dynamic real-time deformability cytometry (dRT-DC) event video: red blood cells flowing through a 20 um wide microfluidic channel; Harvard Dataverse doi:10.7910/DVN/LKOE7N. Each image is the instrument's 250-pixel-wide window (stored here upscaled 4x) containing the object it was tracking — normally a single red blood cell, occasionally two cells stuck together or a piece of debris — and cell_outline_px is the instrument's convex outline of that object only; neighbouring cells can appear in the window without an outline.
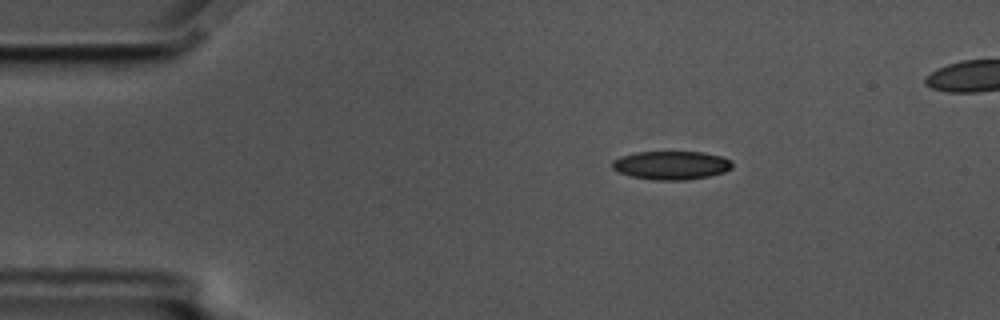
{"species": "common noctule bat (a hibernating species)", "species_latin": "Nyctalus noctula", "temperature_condition": "cold", "stored_images_in_passage": 47, "camera_frame_rate_fps": 3000, "um_per_image_px": 0.085, "animal": {"sex": "male", "body_mass_g": 17.5, "forearm_length_mm": 52.3}, "frame": {"image": 1, "passage_image": 1, "time_ms": 0.0, "image_size_px": [1000, 320], "cell_outline_px": [[732, 168], [724, 172], [708, 176], [684, 180], [656, 180], [632, 176], [620, 172], [612, 168], [612, 160], [620, 156], [636, 152], [704, 152], [720, 156], [732, 160]], "centroid_in_image_um": [57.06, 14.04], "position_along_channel_um": 27.9, "area_um2": 19.88}}
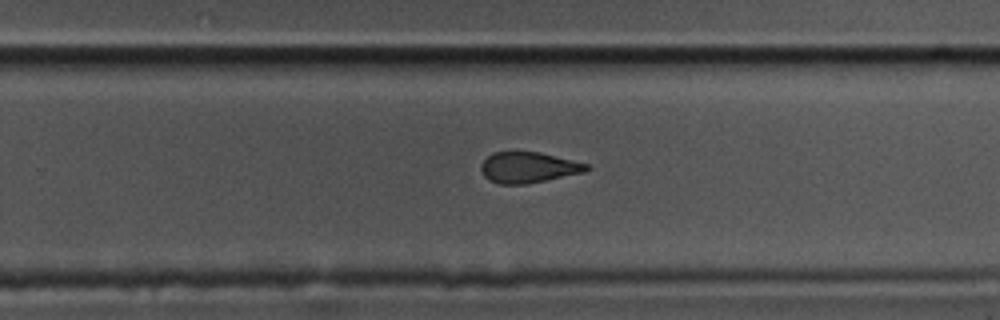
{"frame": {"image": 2, "passage_image": 28, "time_ms": 9.0, "image_size_px": [1000, 320], "cell_outline_px": [[592, 168], [584, 172], [524, 184], [500, 184], [484, 176], [480, 168], [480, 164], [492, 152], [540, 152], [588, 164]], "centroid_in_image_um": [44.9, 14.22], "position_along_channel_um": 284.9, "area_um2": 18.67}}
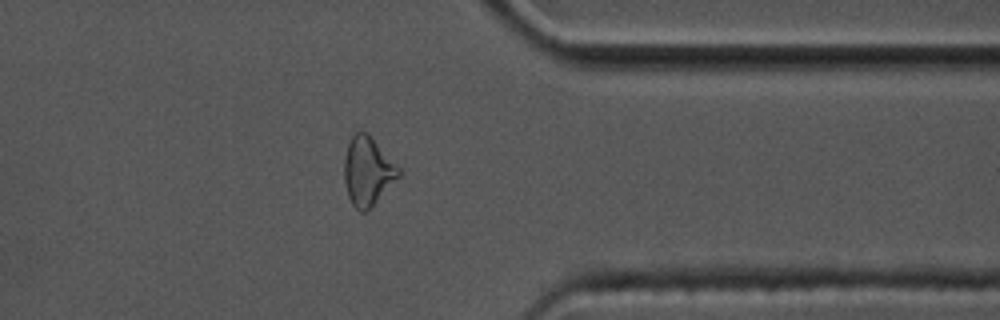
{"frame": {"image": 3, "passage_image": 37, "time_ms": 12.0, "image_size_px": [1000, 320], "cell_outline_px": [[400, 176], [364, 212], [360, 212], [352, 204], [348, 196], [344, 180], [344, 156], [348, 144], [352, 136], [360, 128], [368, 132], [400, 168]], "centroid_in_image_um": [31.23, 14.48], "position_along_channel_um": 380.2, "area_um2": 21.62}}